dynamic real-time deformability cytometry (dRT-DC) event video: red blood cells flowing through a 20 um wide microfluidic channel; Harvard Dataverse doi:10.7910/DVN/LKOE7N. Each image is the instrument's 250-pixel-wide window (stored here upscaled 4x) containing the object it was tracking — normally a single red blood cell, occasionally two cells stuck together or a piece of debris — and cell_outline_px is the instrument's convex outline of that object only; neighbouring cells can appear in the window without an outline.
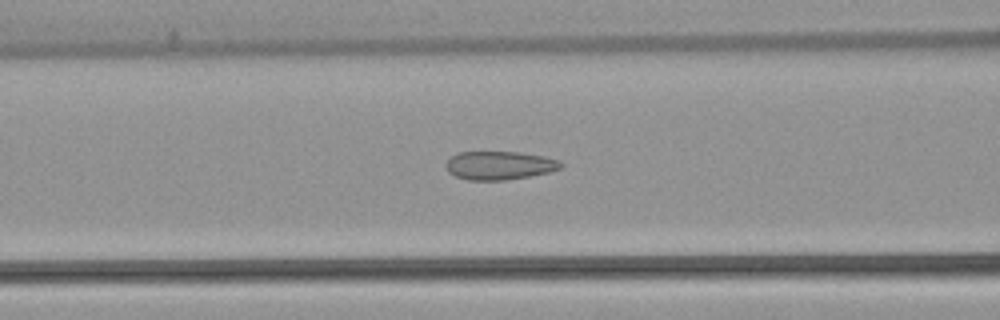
{"species": "common noctule bat (a hibernating species)", "species_latin": "Nyctalus noctula", "temperature_condition": "warm", "stored_images_in_passage": 54, "camera_frame_rate_fps": 3000, "um_per_image_px": 0.085, "animal": {"sex": "female", "body_mass_g": 22.7, "forearm_length_mm": 54.2}, "frame": {"image": 1, "passage_image": 22, "time_ms": 7.0, "image_size_px": [1000, 320], "cell_outline_px": [[564, 164], [560, 168], [548, 172], [528, 176], [504, 180], [468, 180], [456, 176], [448, 172], [444, 164], [448, 156], [456, 152], [520, 152], [544, 156], [560, 160]], "centroid_in_image_um": [42.4, 14.04], "position_along_channel_um": 124.2, "area_um2": 19.25}}
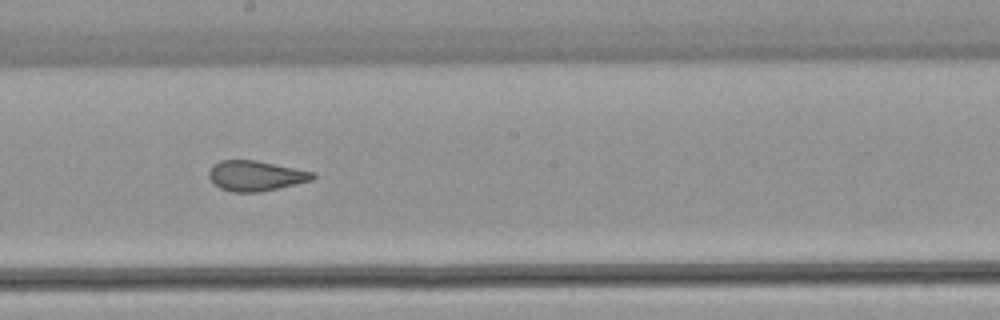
{"frame": {"image": 2, "passage_image": 30, "time_ms": 9.667, "image_size_px": [1000, 320], "cell_outline_px": [[316, 176], [312, 180], [260, 192], [232, 192], [220, 188], [208, 176], [208, 172], [212, 164], [220, 160], [256, 160], [316, 172]], "centroid_in_image_um": [21.73, 14.93], "position_along_channel_um": 226.5, "area_um2": 18.32}}
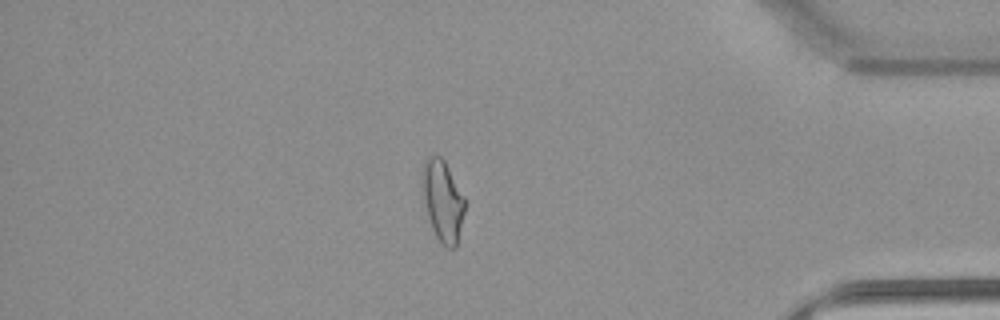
{"frame": {"image": 3, "passage_image": 46, "time_ms": 15.0, "image_size_px": [1000, 320], "cell_outline_px": [[464, 212], [456, 248], [448, 248], [440, 244], [432, 228], [428, 216], [420, 180], [420, 172], [424, 156], [432, 152], [440, 156], [444, 160], [464, 196]], "centroid_in_image_um": [37.58, 16.98], "position_along_channel_um": 397.6, "area_um2": 20.52}, "authors_computed_cell_mechanics": {"area_um2": 20.9236, "velocity_mm_per_s": 3.8421, "shape_relaxation_time_tau1_ms": null, "shape_relaxation_time_tau2_ms": 1.2567, "deformation_change_tau1": null, "deformation_change_tau2": 0.093}}